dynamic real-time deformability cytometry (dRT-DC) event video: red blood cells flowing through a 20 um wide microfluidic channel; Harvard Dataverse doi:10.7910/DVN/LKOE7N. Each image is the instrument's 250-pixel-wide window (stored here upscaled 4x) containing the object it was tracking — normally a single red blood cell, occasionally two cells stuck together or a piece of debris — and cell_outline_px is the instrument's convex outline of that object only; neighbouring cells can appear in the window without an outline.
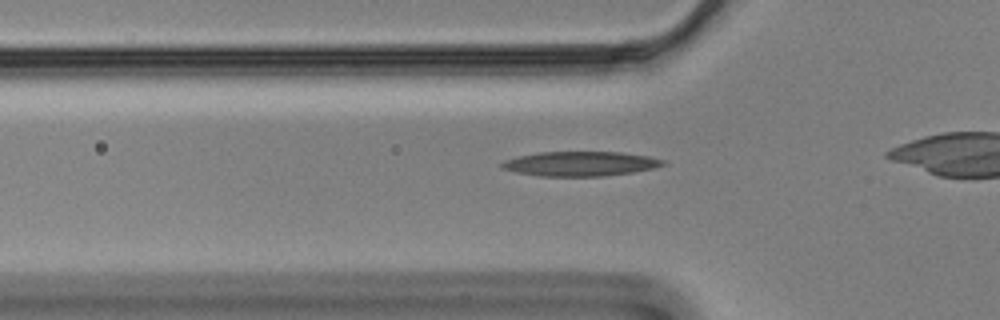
{"species": "Egyptian fruit bat (a non-hibernating species)", "species_latin": "Rousettus aegyptiacus", "temperature_condition": "cold", "stored_images_in_passage": 33, "camera_frame_rate_fps": 3000, "um_per_image_px": 0.085, "animal": {"sex": "male"}, "frame": {"image": 1, "passage_image": 6, "time_ms": 1.667, "image_size_px": [1000, 320], "cell_outline_px": [[668, 164], [652, 168], [632, 172], [604, 176], [540, 176], [516, 172], [500, 168], [500, 164], [504, 160], [520, 156], [540, 152], [620, 152], [648, 156], [664, 160]], "centroid_in_image_um": [49.32, 13.92], "position_along_channel_um": 76.5, "area_um2": 23.0}}
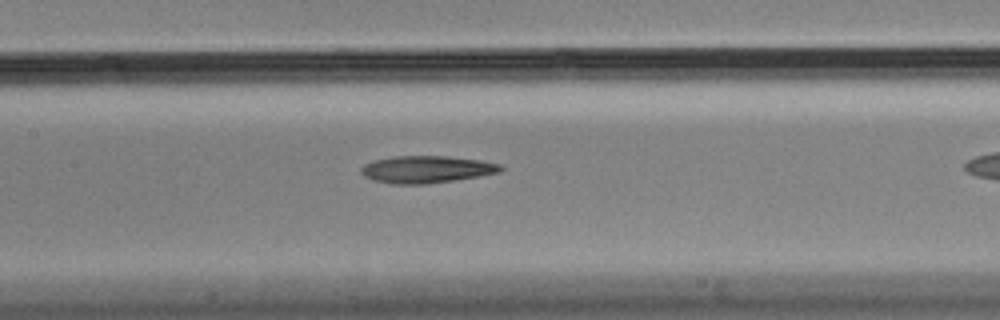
{"frame": {"image": 2, "passage_image": 14, "time_ms": 4.333, "image_size_px": [1000, 320], "cell_outline_px": [[504, 168], [500, 172], [480, 176], [424, 184], [392, 184], [376, 180], [364, 176], [360, 172], [360, 168], [364, 164], [372, 160], [392, 156], [444, 156], [480, 160], [500, 164]], "centroid_in_image_um": [36.23, 14.39], "position_along_channel_um": 171.2, "area_um2": 22.02}}
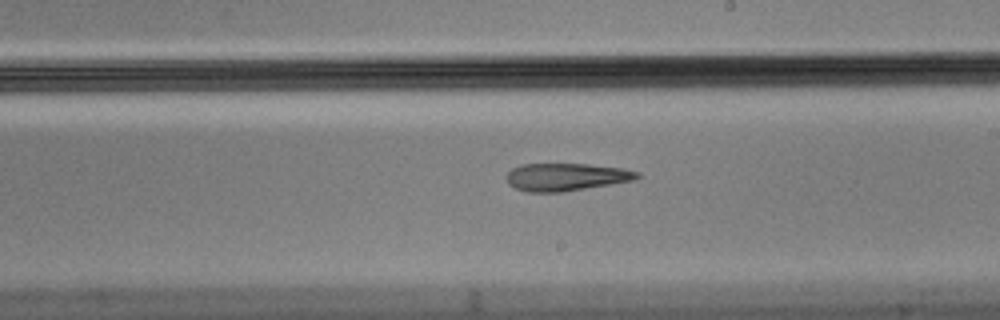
{"frame": {"image": 3, "passage_image": 20, "time_ms": 6.333, "image_size_px": [1000, 320], "cell_outline_px": [[640, 176], [636, 180], [564, 192], [528, 192], [516, 188], [508, 184], [504, 176], [512, 168], [520, 164], [588, 164], [624, 168], [640, 172]], "centroid_in_image_um": [48.12, 15.04], "position_along_channel_um": 240.9, "area_um2": 21.33}}